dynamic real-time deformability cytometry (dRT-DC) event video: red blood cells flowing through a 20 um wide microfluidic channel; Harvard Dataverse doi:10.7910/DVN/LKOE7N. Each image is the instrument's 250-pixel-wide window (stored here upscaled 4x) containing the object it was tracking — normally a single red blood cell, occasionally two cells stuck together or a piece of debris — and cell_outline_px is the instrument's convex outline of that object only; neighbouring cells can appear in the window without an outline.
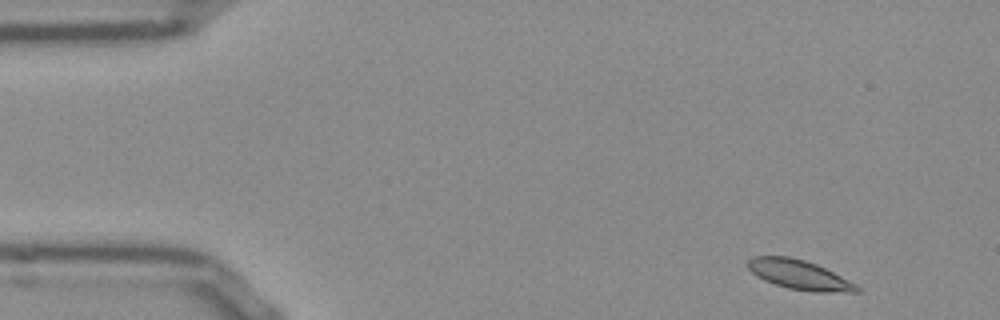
{"species": "Egyptian fruit bat (a non-hibernating species)", "species_latin": "Rousettus aegyptiacus", "temperature_condition": "room temperature", "stored_images_in_passage": 50, "camera_frame_rate_fps": 3000, "um_per_image_px": 0.085, "frame": {"image": 1, "passage_image": 2, "time_ms": 0.333, "image_size_px": [1000, 320], "cell_outline_px": [[860, 292], [816, 292], [788, 288], [764, 280], [756, 276], [748, 268], [748, 260], [752, 256], [788, 256], [804, 260], [816, 264], [856, 284], [860, 288]], "centroid_in_image_um": [67.92, 23.35], "position_along_channel_um": 17.1, "area_um2": 18.5}}
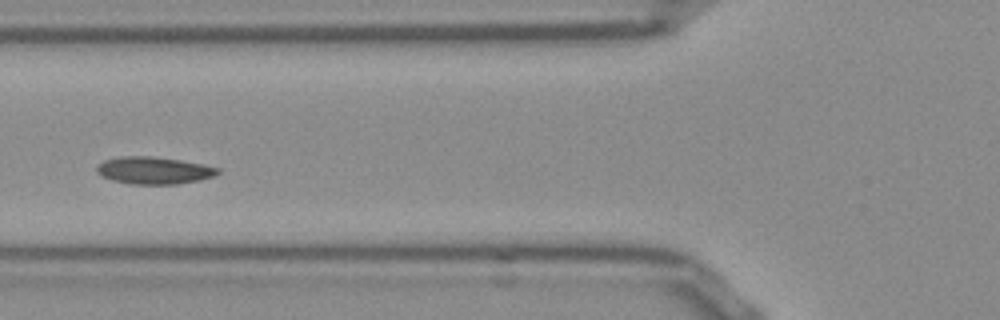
{"frame": {"image": 2, "passage_image": 17, "time_ms": 5.333, "image_size_px": [1000, 320], "cell_outline_px": [[220, 172], [212, 176], [200, 180], [176, 184], [132, 184], [112, 180], [100, 176], [96, 172], [96, 168], [104, 160], [120, 156], [152, 156], [180, 160], [204, 164], [220, 168]], "centroid_in_image_um": [13.07, 14.48], "position_along_channel_um": 112.7, "area_um2": 19.25}}
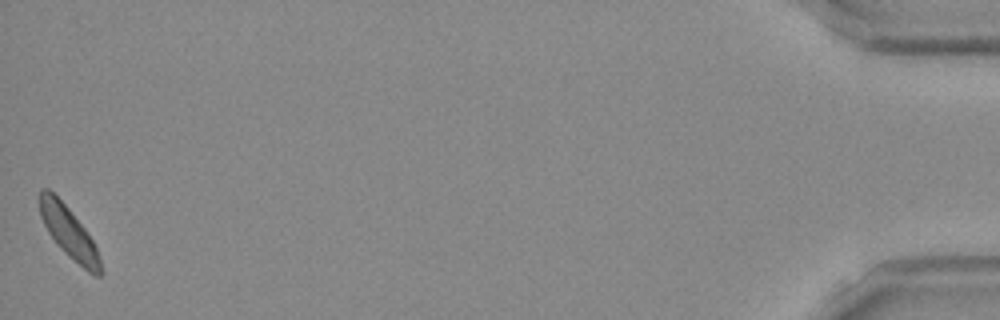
{"frame": {"image": 3, "passage_image": 50, "time_ms": 16.333, "image_size_px": [1000, 320], "cell_outline_px": [[104, 272], [100, 276], [96, 276], [88, 272], [68, 256], [56, 244], [48, 232], [40, 216], [36, 196], [40, 188], [48, 188], [68, 208], [84, 228], [92, 240], [96, 248]], "centroid_in_image_um": [5.8, 19.74], "position_along_channel_um": 429.4, "area_um2": 18.38}, "authors_computed_cell_mechanics": {"area_um2": 18.4093, "velocity_mm_per_s": 3.7916, "shape_relaxation_time_tau1_ms": 4.034, "shape_relaxation_time_tau2_ms": 5.0086, "deformation_change_tau1": 0.0606, "deformation_change_tau2": 0.0781}}